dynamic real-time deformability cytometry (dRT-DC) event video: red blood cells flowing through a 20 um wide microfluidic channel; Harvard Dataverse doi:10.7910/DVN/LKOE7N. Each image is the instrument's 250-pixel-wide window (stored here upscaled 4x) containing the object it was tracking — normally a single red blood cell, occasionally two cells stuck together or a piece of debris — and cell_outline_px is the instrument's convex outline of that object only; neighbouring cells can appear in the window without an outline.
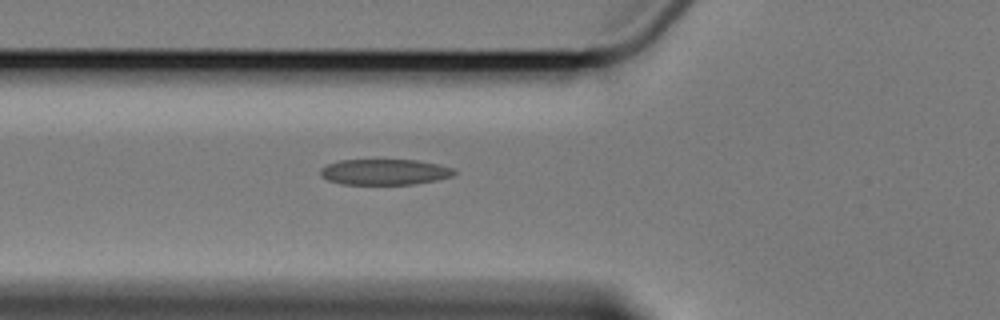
{"species": "Egyptian fruit bat (a non-hibernating species)", "species_latin": "Rousettus aegyptiacus", "temperature_condition": "cold", "stored_images_in_passage": 4, "camera_frame_rate_fps": 3000, "um_per_image_px": 0.085, "animal": {"sex": "female"}, "frame": {"image": 1, "passage_image": 4, "time_ms": 3.667, "image_size_px": [1000, 320], "cell_outline_px": [[456, 172], [452, 176], [436, 180], [412, 184], [340, 184], [328, 180], [320, 176], [320, 168], [328, 164], [340, 160], [416, 160], [436, 164], [452, 168]], "centroid_in_image_um": [32.64, 14.62], "position_along_channel_um": 93.2, "area_um2": 19.94}}